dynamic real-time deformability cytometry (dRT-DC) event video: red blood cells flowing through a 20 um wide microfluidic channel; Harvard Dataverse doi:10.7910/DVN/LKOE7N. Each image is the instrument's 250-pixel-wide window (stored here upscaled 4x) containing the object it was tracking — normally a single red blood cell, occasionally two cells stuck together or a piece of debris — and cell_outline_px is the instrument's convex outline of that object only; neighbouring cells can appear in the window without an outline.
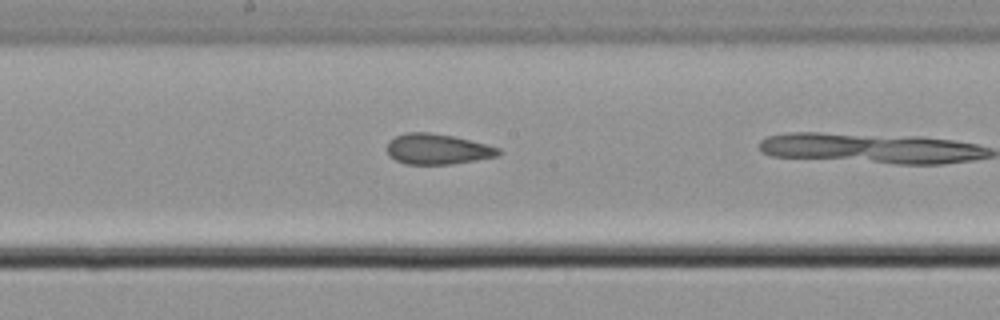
{"species": "common noctule bat (a hibernating species)", "species_latin": "Nyctalus noctula", "temperature_condition": "cold", "stored_images_in_passage": 7, "segment_of_instrument_passage": [2, 4], "camera_frame_rate_fps": 3000, "um_per_image_px": 0.085, "animal": {"sex": "male", "body_mass_g": 21.5, "forearm_length_mm": 52.0}, "frame": {"image": 1, "passage_image": 5, "time_ms": 1.333, "image_size_px": [1000, 320], "cell_outline_px": [[500, 152], [496, 156], [476, 160], [452, 164], [404, 164], [388, 156], [388, 140], [404, 132], [428, 132], [452, 136], [500, 148]], "centroid_in_image_um": [37.13, 12.67], "position_along_channel_um": 211.1, "area_um2": 19.65}}